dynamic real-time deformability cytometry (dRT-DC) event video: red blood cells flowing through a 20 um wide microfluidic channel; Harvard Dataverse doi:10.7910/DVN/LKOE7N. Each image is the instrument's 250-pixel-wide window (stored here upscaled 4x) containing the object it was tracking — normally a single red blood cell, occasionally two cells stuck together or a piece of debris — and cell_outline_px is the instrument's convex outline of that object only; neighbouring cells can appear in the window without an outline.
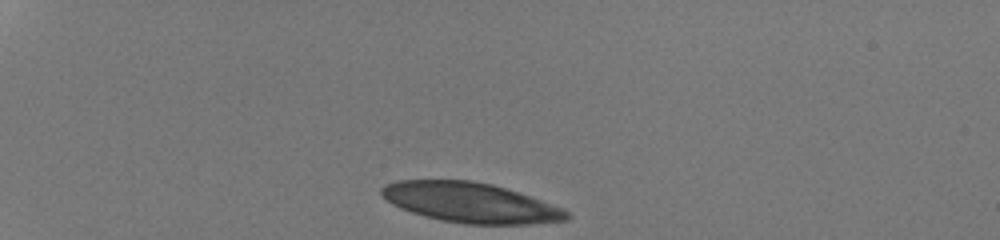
{"species": "human", "species_latin": "Homo sapiens", "temperature_condition": "room temperature", "stored_images_in_passage": 33, "camera_frame_rate_fps": 3000, "um_per_image_px": 0.085, "donor": {"sex": "male"}, "frame": {"image": 1, "passage_image": 1, "time_ms": 0.0, "image_size_px": [1000, 240], "cell_outline_px": [[572, 216], [564, 220], [528, 224], [464, 224], [440, 220], [424, 216], [400, 208], [380, 196], [380, 188], [388, 184], [400, 180], [472, 180], [492, 184], [564, 208]], "centroid_in_image_um": [39.96, 17.22], "position_along_channel_um": 45.0, "area_um2": 42.89}}
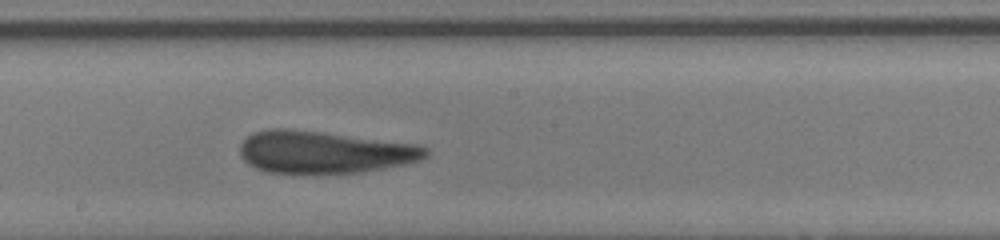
{"frame": {"image": 2, "passage_image": 19, "time_ms": 6.0, "image_size_px": [1000, 240], "cell_outline_px": [[428, 156], [420, 160], [404, 164], [364, 172], [268, 172], [256, 168], [248, 164], [240, 156], [240, 144], [252, 132], [268, 128], [284, 128], [320, 132], [420, 144], [428, 148]], "centroid_in_image_um": [27.56, 12.91], "position_along_channel_um": 220.6, "area_um2": 45.55}}
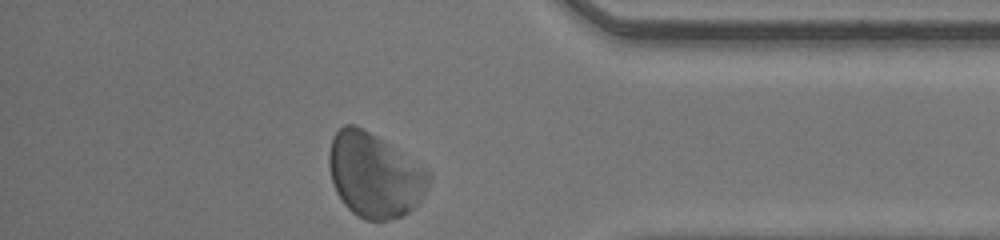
{"frame": {"image": 3, "passage_image": 33, "time_ms": 10.667, "image_size_px": [1000, 240], "cell_outline_px": [[432, 180], [420, 204], [408, 212], [400, 216], [388, 220], [364, 220], [352, 212], [344, 204], [336, 192], [332, 180], [328, 164], [328, 156], [332, 140], [336, 132], [344, 124], [356, 124], [432, 172]], "centroid_in_image_um": [31.86, 14.91], "position_along_channel_um": 403.3, "area_um2": 49.01}, "authors_computed_cell_mechanics": {"area_um2": 45.2574, "velocity_mm_per_s": 4.176, "shape_relaxation_time_tau1_ms": 3.7347, "shape_relaxation_time_tau2_ms": 1.5933, "deformation_change_tau1": 0.1152, "deformation_change_tau2": 0.1082}}